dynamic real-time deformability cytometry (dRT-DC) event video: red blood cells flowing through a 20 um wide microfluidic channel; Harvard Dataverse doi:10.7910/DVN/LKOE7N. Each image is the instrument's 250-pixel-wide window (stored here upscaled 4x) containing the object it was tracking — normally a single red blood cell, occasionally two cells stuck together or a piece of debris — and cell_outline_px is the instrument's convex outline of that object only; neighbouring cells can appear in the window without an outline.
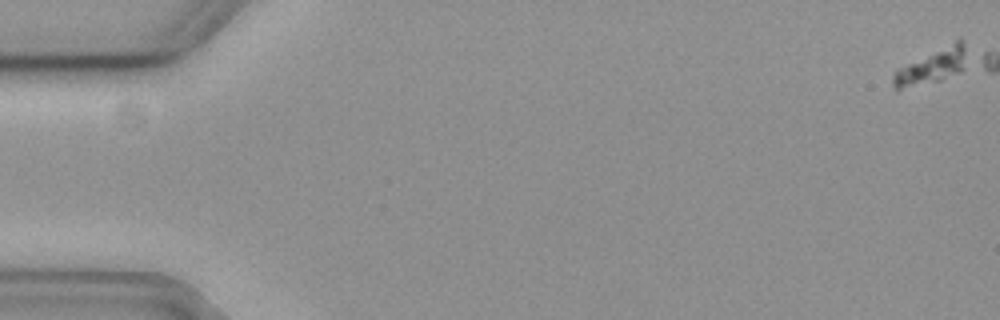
{"species": "common noctule bat (a hibernating species)", "species_latin": "Nyctalus noctula", "temperature_condition": "cold", "stored_images_in_passage": 3, "camera_frame_rate_fps": 3000, "um_per_image_px": 0.085, "animal": {"sex": "female", "body_mass_g": 19.3, "forearm_length_mm": 54.1}, "frame": {"image": 1, "passage_image": 1, "time_ms": 0.0, "image_size_px": [1000, 320], "cell_outline_px": [[968, 68], [960, 72], [940, 80], [896, 92], [892, 88], [892, 76], [896, 68], [956, 36], [960, 36], [964, 40], [968, 52]], "centroid_in_image_um": [79.26, 5.56], "position_along_channel_um": 5.7, "area_um2": 16.88}}